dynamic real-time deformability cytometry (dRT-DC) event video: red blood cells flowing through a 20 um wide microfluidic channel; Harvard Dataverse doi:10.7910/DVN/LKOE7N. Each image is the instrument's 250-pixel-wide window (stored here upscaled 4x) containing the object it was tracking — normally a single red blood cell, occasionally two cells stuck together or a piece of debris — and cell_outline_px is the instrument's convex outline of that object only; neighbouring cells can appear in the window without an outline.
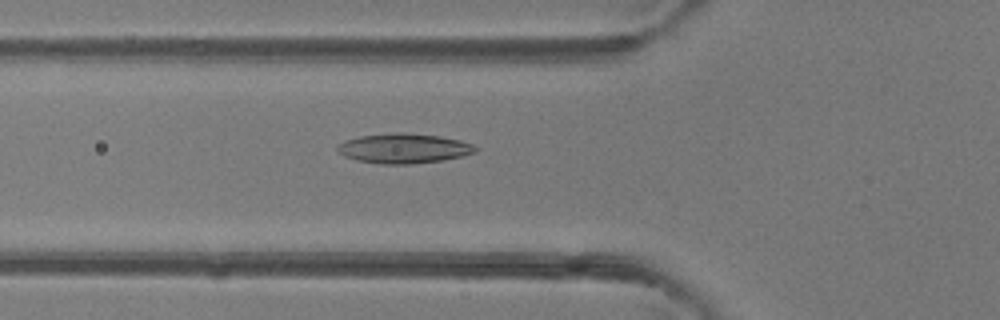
{"species": "common noctule bat (a hibernating species)", "species_latin": "Nyctalus noctula", "temperature_condition": "room temperature", "stored_images_in_passage": 47, "camera_frame_rate_fps": 3000, "um_per_image_px": 0.085, "animal": {"sex": "female"}, "frame": {"image": 1, "passage_image": 17, "time_ms": 5.333, "image_size_px": [1000, 320], "cell_outline_px": [[476, 152], [464, 156], [444, 160], [412, 164], [380, 164], [356, 160], [344, 156], [336, 148], [344, 140], [360, 136], [400, 132], [440, 136], [460, 140], [472, 144], [476, 148]], "centroid_in_image_um": [34.34, 12.62], "position_along_channel_um": 91.5, "area_um2": 23.93}}
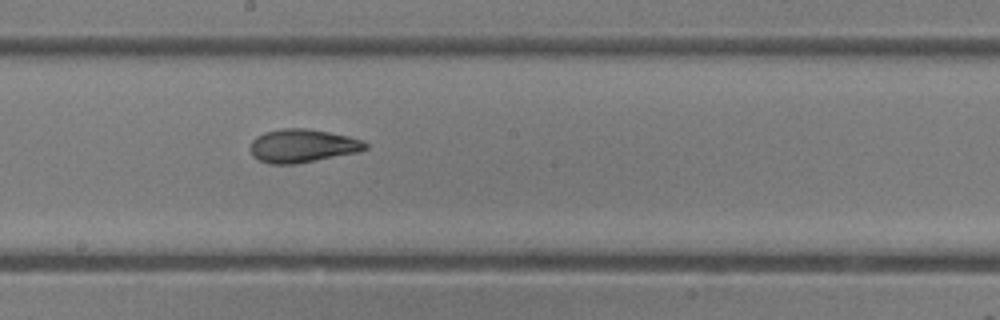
{"frame": {"image": 2, "passage_image": 26, "time_ms": 8.333, "image_size_px": [1000, 320], "cell_outline_px": [[368, 148], [356, 152], [296, 164], [268, 164], [252, 156], [252, 140], [256, 136], [264, 132], [284, 128], [304, 128], [328, 132], [348, 136], [364, 140], [368, 144]], "centroid_in_image_um": [25.71, 12.39], "position_along_channel_um": 222.5, "area_um2": 22.2}}
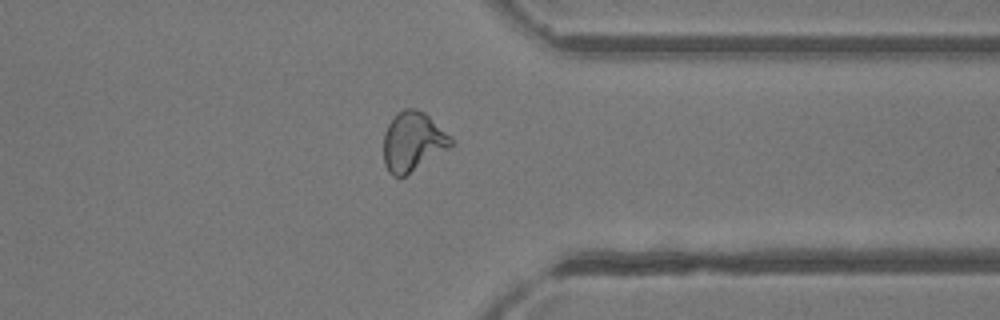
{"frame": {"image": 3, "passage_image": 37, "time_ms": 12.0, "image_size_px": [1000, 320], "cell_outline_px": [[452, 144], [448, 148], [404, 176], [392, 176], [388, 172], [384, 164], [384, 132], [388, 124], [404, 108], [416, 108], [424, 112], [452, 140]], "centroid_in_image_um": [35.03, 12.05], "position_along_channel_um": 376.4, "area_um2": 22.54}, "authors_computed_cell_mechanics": {"area_um2": 23.2934, "velocity_mm_per_s": 4.3431, "shape_relaxation_time_tau1_ms": 9.7923, "shape_relaxation_time_tau2_ms": 1.8911, "deformation_change_tau1": 0.2536, "deformation_change_tau2": 0.0937}}